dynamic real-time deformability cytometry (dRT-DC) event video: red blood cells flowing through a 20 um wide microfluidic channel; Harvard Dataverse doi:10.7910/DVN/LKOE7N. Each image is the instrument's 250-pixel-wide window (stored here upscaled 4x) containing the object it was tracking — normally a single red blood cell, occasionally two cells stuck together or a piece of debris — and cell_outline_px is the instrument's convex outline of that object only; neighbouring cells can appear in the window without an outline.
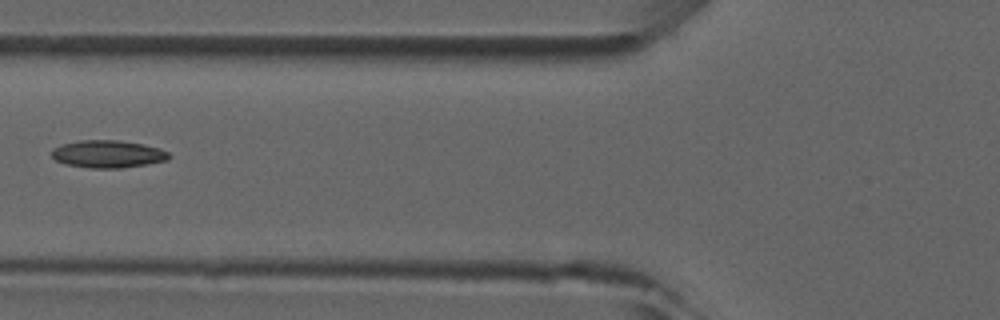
{"species": "common noctule bat (a hibernating species)", "species_latin": "Nyctalus noctula", "temperature_condition": "room temperature", "stored_images_in_passage": 6, "camera_frame_rate_fps": 3000, "um_per_image_px": 0.085, "animal": {"sex": "male", "forearm_length_mm": 52.5}, "frame": {"image": 1, "passage_image": 6, "time_ms": 5.667, "image_size_px": [1000, 320], "cell_outline_px": [[172, 156], [168, 160], [120, 168], [88, 168], [64, 164], [56, 160], [52, 156], [52, 152], [56, 148], [64, 144], [80, 140], [120, 140], [160, 148], [168, 152]], "centroid_in_image_um": [9.19, 13.1], "position_along_channel_um": 116.6, "area_um2": 18.61}}